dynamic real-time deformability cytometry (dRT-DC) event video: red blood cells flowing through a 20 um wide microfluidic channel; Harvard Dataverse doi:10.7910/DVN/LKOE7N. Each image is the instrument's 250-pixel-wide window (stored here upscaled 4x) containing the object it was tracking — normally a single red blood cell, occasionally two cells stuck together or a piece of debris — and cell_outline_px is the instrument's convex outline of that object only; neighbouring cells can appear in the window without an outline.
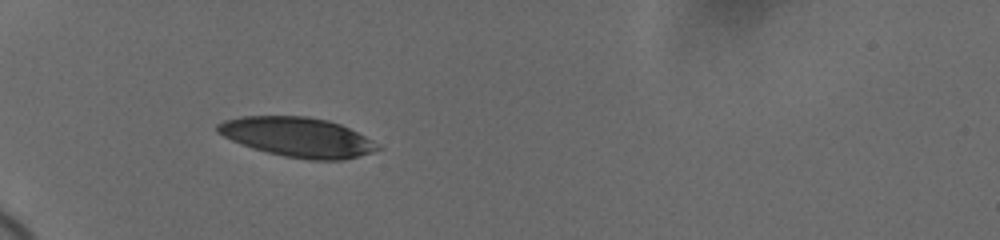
{"species": "human", "species_latin": "Homo sapiens", "temperature_condition": "cold", "stored_images_in_passage": 8, "camera_frame_rate_fps": 3000, "um_per_image_px": 0.085, "donor": {"sex": "female"}, "frame": {"image": 1, "passage_image": 7, "time_ms": 5.667, "image_size_px": [1000, 240], "cell_outline_px": [[384, 148], [360, 156], [344, 160], [308, 160], [284, 156], [252, 148], [232, 140], [216, 132], [216, 124], [224, 120], [240, 116], [308, 116], [328, 120], [340, 124], [372, 140]], "centroid_in_image_um": [25.3, 11.65], "position_along_channel_um": 59.7, "area_um2": 36.99}}